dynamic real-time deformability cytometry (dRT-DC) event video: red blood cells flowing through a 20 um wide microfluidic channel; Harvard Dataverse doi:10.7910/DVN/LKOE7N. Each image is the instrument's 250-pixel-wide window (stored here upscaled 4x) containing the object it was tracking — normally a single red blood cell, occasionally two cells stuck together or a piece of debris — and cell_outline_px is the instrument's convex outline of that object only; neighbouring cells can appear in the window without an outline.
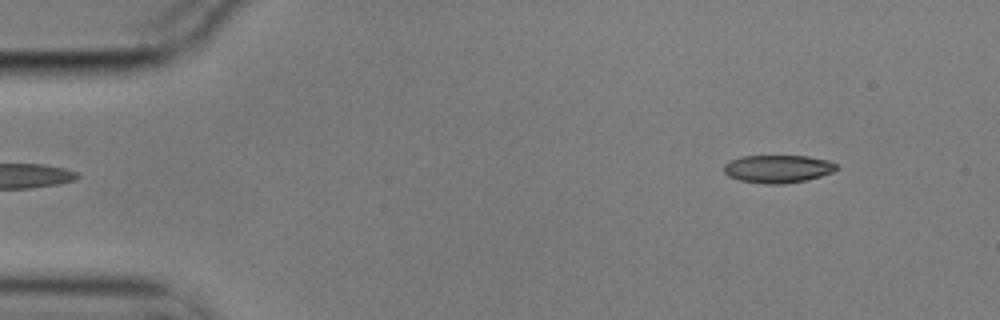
{"species": "common noctule bat (a hibernating species)", "species_latin": "Nyctalus noctula", "temperature_condition": "cold", "stored_images_in_passage": 4, "segment_of_instrument_passage": [2, 2], "camera_frame_rate_fps": 3000, "um_per_image_px": 0.085, "animal": {"sex": "male", "body_mass_g": 17.9}, "frame": {"image": 1, "passage_image": 4, "time_ms": 1.0, "image_size_px": [1000, 320], "cell_outline_px": [[840, 168], [832, 172], [820, 176], [804, 180], [784, 184], [764, 184], [740, 180], [728, 176], [724, 172], [724, 164], [732, 160], [744, 156], [808, 156], [828, 160], [836, 164]], "centroid_in_image_um": [66.13, 14.35], "position_along_channel_um": 18.9, "area_um2": 18.21}}